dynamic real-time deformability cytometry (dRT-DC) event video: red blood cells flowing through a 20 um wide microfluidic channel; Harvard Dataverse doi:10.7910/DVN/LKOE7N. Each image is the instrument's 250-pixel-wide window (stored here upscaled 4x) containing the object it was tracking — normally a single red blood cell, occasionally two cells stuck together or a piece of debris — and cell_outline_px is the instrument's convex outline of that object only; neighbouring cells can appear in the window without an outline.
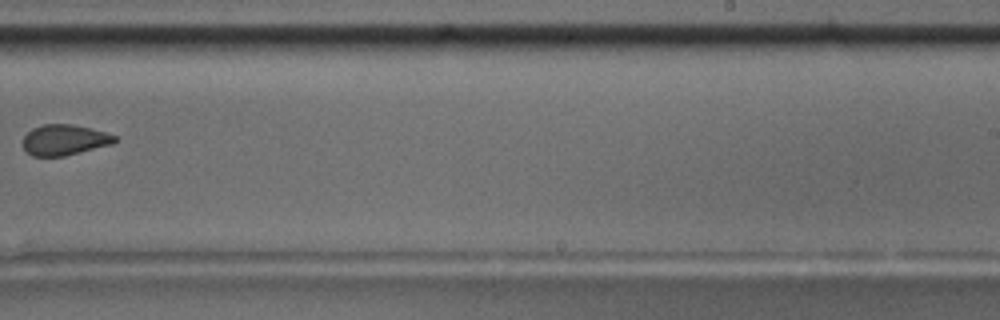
{"species": "common noctule bat (a hibernating species)", "species_latin": "Nyctalus noctula", "temperature_condition": "room temperature", "stored_images_in_passage": 8, "camera_frame_rate_fps": 3000, "um_per_image_px": 0.085, "animal": {"sex": "male", "body_mass_g": 17.5, "forearm_length_mm": 52.3}, "frame": {"image": 1, "passage_image": 7, "time_ms": 2.0, "image_size_px": [1000, 320], "cell_outline_px": [[116, 140], [112, 144], [64, 156], [32, 156], [24, 152], [20, 144], [24, 136], [32, 128], [44, 124], [68, 124], [88, 128], [104, 132], [116, 136]], "centroid_in_image_um": [5.38, 11.91], "position_along_channel_um": 283.6, "area_um2": 16.42}}